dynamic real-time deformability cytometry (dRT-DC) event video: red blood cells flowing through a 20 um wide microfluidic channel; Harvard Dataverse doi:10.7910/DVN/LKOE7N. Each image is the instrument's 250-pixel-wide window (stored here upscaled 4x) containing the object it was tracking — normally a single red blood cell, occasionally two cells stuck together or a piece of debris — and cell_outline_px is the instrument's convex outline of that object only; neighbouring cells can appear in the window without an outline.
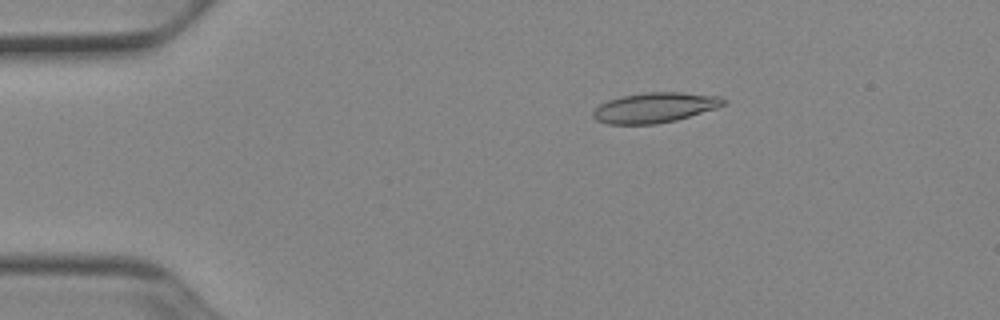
{"species": "Egyptian fruit bat (a non-hibernating species)", "species_latin": "Rousettus aegyptiacus", "temperature_condition": "cold", "stored_images_in_passage": 45, "camera_frame_rate_fps": 3000, "um_per_image_px": 0.085, "animal": {"sex": "female"}, "frame": {"image": 1, "passage_image": 3, "time_ms": 0.667, "image_size_px": [1000, 320], "cell_outline_px": [[728, 100], [724, 104], [716, 108], [676, 120], [656, 124], [608, 124], [596, 120], [592, 116], [592, 112], [600, 104], [608, 100], [620, 96], [644, 92], [680, 92], [720, 96]], "centroid_in_image_um": [55.64, 9.14], "position_along_channel_um": 29.4, "area_um2": 22.95}}
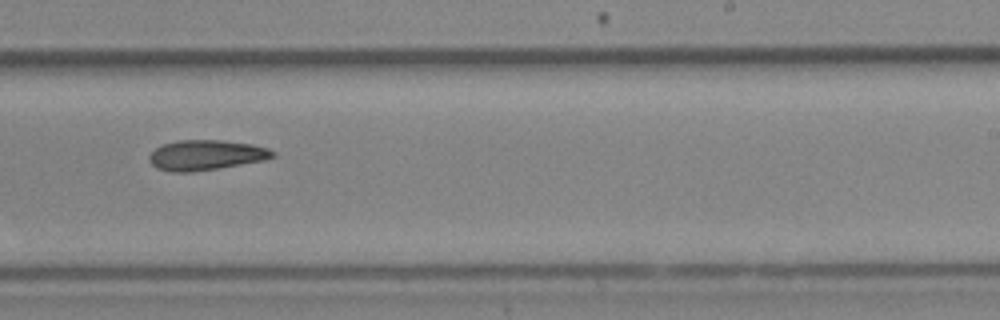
{"frame": {"image": 2, "passage_image": 26, "time_ms": 8.333, "image_size_px": [1000, 320], "cell_outline_px": [[276, 156], [264, 160], [220, 168], [192, 172], [172, 172], [156, 168], [148, 160], [148, 156], [156, 148], [164, 144], [176, 140], [220, 140], [252, 144], [268, 148], [276, 152]], "centroid_in_image_um": [17.51, 13.18], "position_along_channel_um": 271.5, "area_um2": 21.79}}
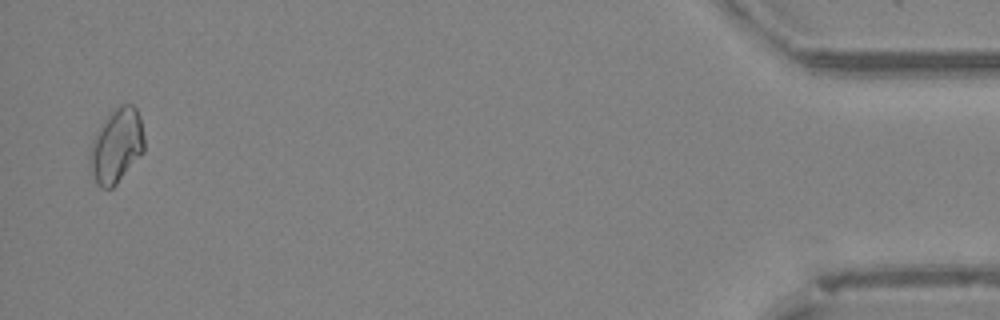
{"frame": {"image": 3, "passage_image": 44, "time_ms": 14.333, "image_size_px": [1000, 320], "cell_outline_px": [[144, 152], [116, 184], [112, 188], [100, 188], [96, 184], [88, 164], [88, 156], [92, 140], [96, 132], [104, 120], [120, 104], [132, 104], [136, 108], [140, 116], [144, 136]], "centroid_in_image_um": [9.89, 12.41], "position_along_channel_um": 425.3, "area_um2": 23.7}}